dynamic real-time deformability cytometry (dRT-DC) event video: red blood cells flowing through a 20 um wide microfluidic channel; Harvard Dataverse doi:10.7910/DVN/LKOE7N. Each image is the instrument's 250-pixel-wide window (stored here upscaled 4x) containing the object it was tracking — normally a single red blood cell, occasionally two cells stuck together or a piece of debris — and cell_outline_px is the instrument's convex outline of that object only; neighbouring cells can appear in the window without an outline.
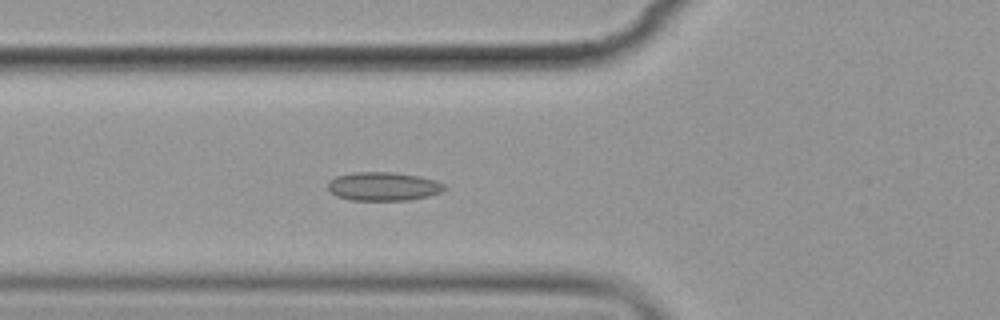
{"species": "common noctule bat (a hibernating species)", "species_latin": "Nyctalus noctula", "temperature_condition": "cold", "stored_images_in_passage": 7, "camera_frame_rate_fps": 3000, "um_per_image_px": 0.085, "animal": {"sex": "female", "body_mass_g": 19.9}, "frame": {"image": 1, "passage_image": 7, "time_ms": 7.0, "image_size_px": [1000, 320], "cell_outline_px": [[444, 188], [440, 192], [428, 196], [408, 200], [352, 200], [336, 196], [328, 188], [328, 184], [336, 176], [352, 172], [392, 172], [420, 176], [436, 180], [444, 184]], "centroid_in_image_um": [32.58, 15.84], "position_along_channel_um": 93.2, "area_um2": 19.31}}